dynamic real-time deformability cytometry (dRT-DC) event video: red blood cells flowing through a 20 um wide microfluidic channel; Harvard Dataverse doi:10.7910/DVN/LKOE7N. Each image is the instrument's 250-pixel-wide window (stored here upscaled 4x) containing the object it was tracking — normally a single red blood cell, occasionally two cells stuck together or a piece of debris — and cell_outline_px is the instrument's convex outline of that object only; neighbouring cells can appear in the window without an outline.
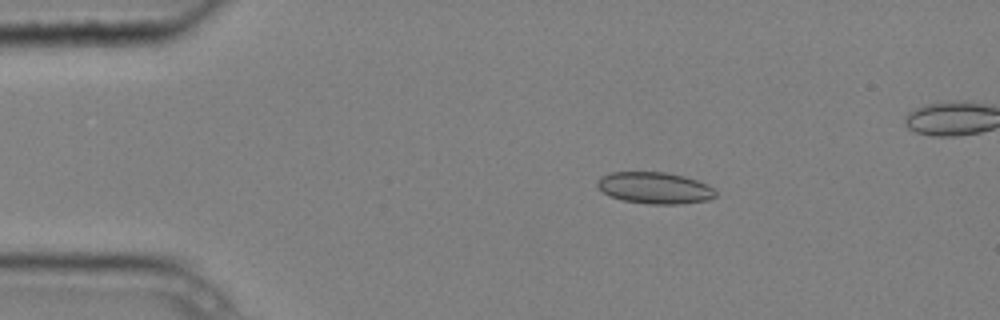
{"species": "common noctule bat (a hibernating species)", "species_latin": "Nyctalus noctula", "temperature_condition": "cold", "stored_images_in_passage": 4, "camera_frame_rate_fps": 3000, "um_per_image_px": 0.085, "animal": {"sex": "male", "body_mass_g": 20.4}, "frame": {"image": 1, "passage_image": 2, "time_ms": 0.333, "image_size_px": [1000, 320], "cell_outline_px": [[716, 196], [708, 200], [680, 204], [648, 204], [624, 200], [612, 196], [604, 192], [596, 184], [596, 180], [600, 176], [608, 172], [664, 172], [684, 176], [696, 180], [712, 188], [716, 192]], "centroid_in_image_um": [55.62, 15.97], "position_along_channel_um": 29.4, "area_um2": 21.62}}